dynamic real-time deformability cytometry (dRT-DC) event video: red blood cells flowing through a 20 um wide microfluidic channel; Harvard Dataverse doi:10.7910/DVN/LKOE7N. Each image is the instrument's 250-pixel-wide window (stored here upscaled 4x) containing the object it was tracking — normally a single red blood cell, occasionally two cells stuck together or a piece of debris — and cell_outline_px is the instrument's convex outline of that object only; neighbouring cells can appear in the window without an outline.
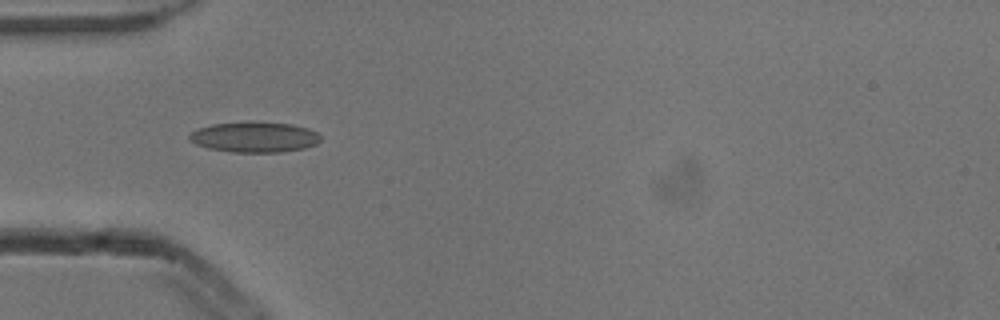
{"species": "common noctule bat (a hibernating species)", "species_latin": "Nyctalus noctula", "temperature_condition": "cold", "stored_images_in_passage": 4, "camera_frame_rate_fps": 3000, "um_per_image_px": 0.085, "animal": {"sex": "male", "body_mass_g": 13.3}, "frame": {"image": 1, "passage_image": 2, "time_ms": 0.333, "image_size_px": [1000, 320], "cell_outline_px": [[320, 140], [316, 144], [304, 148], [280, 152], [232, 152], [208, 148], [196, 144], [188, 140], [188, 136], [192, 132], [200, 128], [212, 124], [248, 120], [292, 124], [308, 128], [316, 132], [320, 136]], "centroid_in_image_um": [21.62, 11.63], "position_along_channel_um": 63.4, "area_um2": 23.58}}
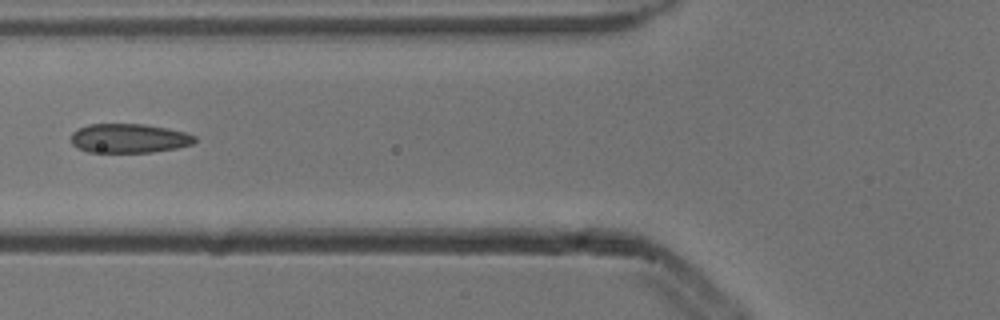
{"frame": {"image": 2, "passage_image": 3, "time_ms": 0.667, "image_size_px": [1000, 320], "cell_outline_px": [[196, 140], [192, 144], [176, 148], [152, 152], [88, 152], [76, 148], [72, 144], [72, 132], [88, 124], [144, 124], [168, 128], [184, 132], [196, 136]], "centroid_in_image_um": [10.96, 11.76], "position_along_channel_um": 114.8, "area_um2": 21.04}}
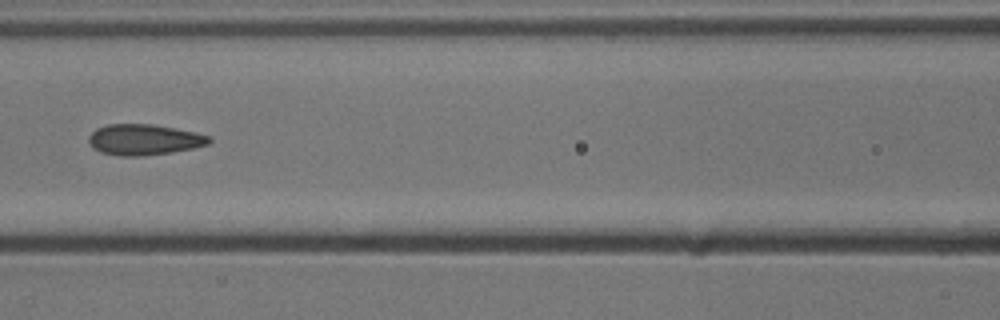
{"frame": {"image": 3, "passage_image": 4, "time_ms": 1.0, "image_size_px": [1000, 320], "cell_outline_px": [[212, 140], [208, 144], [192, 148], [172, 152], [140, 156], [120, 156], [100, 152], [92, 148], [88, 140], [88, 136], [96, 128], [108, 124], [152, 124], [196, 132], [212, 136]], "centroid_in_image_um": [12.24, 11.87], "position_along_channel_um": 154.4, "area_um2": 21.73}}